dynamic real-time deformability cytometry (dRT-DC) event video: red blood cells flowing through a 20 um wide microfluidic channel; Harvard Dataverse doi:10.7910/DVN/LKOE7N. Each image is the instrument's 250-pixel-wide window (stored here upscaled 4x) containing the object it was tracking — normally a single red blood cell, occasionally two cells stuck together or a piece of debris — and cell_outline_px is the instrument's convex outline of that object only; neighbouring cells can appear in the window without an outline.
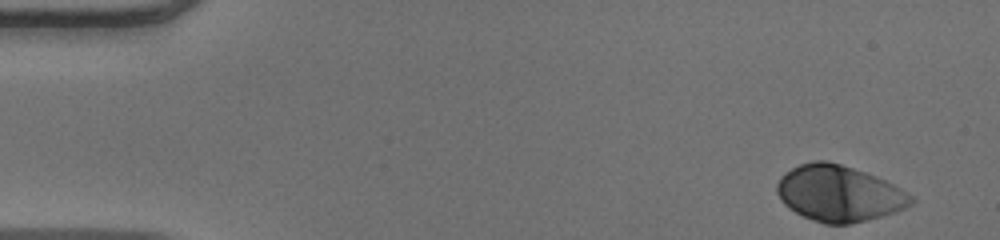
{"species": "human", "species_latin": "Homo sapiens", "temperature_condition": "warm", "stored_images_in_passage": 49, "camera_frame_rate_fps": 3000, "um_per_image_px": 0.085, "donor": {"sex": "male"}, "frame": {"image": 1, "passage_image": 1, "time_ms": 0.0, "image_size_px": [1000, 240], "cell_outline_px": [[916, 200], [912, 204], [896, 212], [848, 224], [824, 224], [804, 216], [788, 208], [784, 204], [776, 192], [776, 184], [780, 176], [784, 172], [800, 164], [812, 160], [828, 160], [876, 176], [900, 188], [912, 196]], "centroid_in_image_um": [71.28, 16.43], "position_along_channel_um": 13.7, "area_um2": 43.64}}
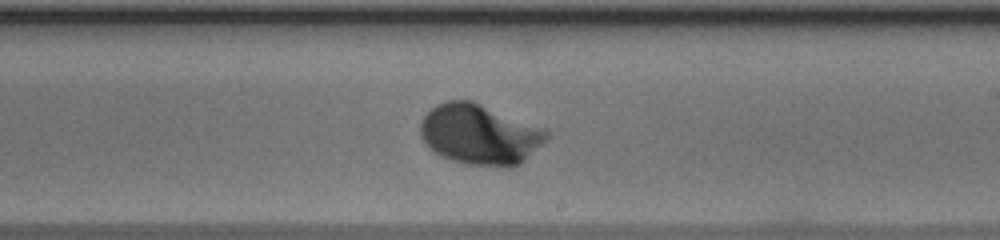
{"frame": {"image": 2, "passage_image": 28, "time_ms": 9.0, "image_size_px": [1000, 240], "cell_outline_px": [[548, 140], [520, 164], [508, 168], [504, 168], [468, 164], [452, 160], [436, 152], [424, 144], [420, 136], [420, 124], [424, 116], [436, 104], [448, 100], [472, 100], [544, 128], [548, 132]], "centroid_in_image_um": [40.79, 11.43], "position_along_channel_um": 248.2, "area_um2": 44.56}}
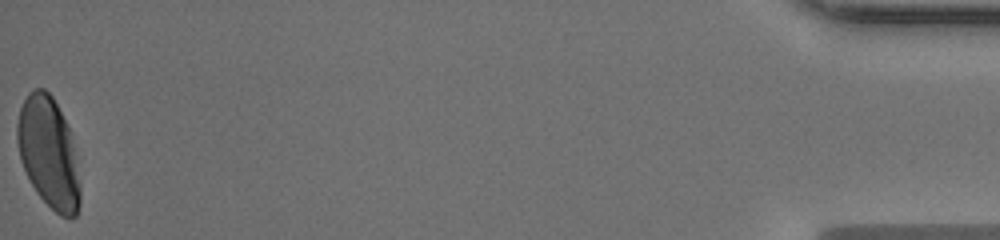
{"frame": {"image": 3, "passage_image": 49, "time_ms": 16.0, "image_size_px": [1000, 240], "cell_outline_px": [[80, 204], [76, 216], [68, 220], [60, 216], [36, 192], [20, 160], [16, 140], [16, 124], [20, 108], [28, 92], [32, 88], [44, 88], [52, 96], [68, 128], [72, 144], [80, 184]], "centroid_in_image_um": [4.1, 12.99], "position_along_channel_um": 431.1, "area_um2": 40.29}, "authors_computed_cell_mechanics": {"area_um2": 42.3096, "velocity_mm_per_s": 3.9899, "shape_relaxation_time_tau1_ms": 1.7756, "shape_relaxation_time_tau2_ms": null, "deformation_change_tau1": 0.1584, "deformation_change_tau2": null}}